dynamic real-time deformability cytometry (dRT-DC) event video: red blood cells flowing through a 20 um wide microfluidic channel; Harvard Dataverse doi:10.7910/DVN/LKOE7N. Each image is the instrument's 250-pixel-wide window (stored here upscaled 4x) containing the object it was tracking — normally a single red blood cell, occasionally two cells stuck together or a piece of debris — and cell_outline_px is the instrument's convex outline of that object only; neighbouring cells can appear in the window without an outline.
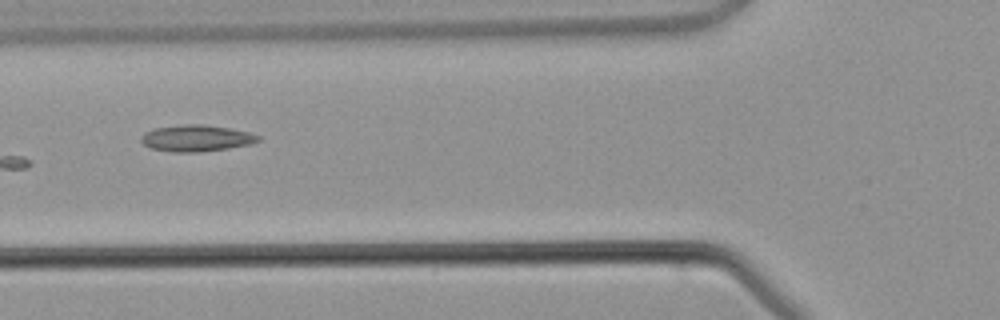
{"species": "common noctule bat (a hibernating species)", "species_latin": "Nyctalus noctula", "temperature_condition": "warm", "stored_images_in_passage": 5, "camera_frame_rate_fps": 3000, "um_per_image_px": 0.085, "animal": {"sex": "male", "body_mass_g": 21.5, "forearm_length_mm": 52.0}, "frame": {"image": 1, "passage_image": 5, "time_ms": 5.667, "image_size_px": [1000, 320], "cell_outline_px": [[260, 140], [248, 144], [228, 148], [200, 152], [172, 152], [148, 148], [140, 140], [140, 136], [144, 132], [152, 128], [184, 124], [204, 124], [228, 128], [248, 132], [260, 136]], "centroid_in_image_um": [16.61, 11.74], "position_along_channel_um": 109.2, "area_um2": 18.15}}